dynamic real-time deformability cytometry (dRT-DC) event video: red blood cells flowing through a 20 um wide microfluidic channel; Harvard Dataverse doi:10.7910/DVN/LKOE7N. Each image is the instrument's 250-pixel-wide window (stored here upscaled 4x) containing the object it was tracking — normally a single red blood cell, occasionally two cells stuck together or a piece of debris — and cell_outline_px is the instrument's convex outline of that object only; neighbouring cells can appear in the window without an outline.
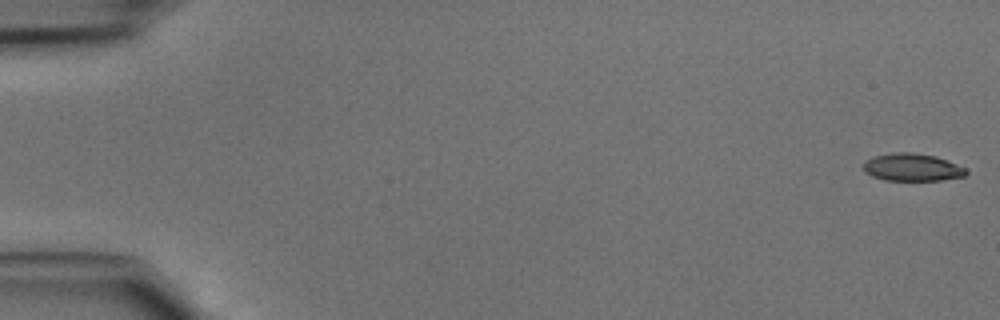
{"species": "common noctule bat (a hibernating species)", "species_latin": "Nyctalus noctula", "temperature_condition": "cold", "stored_images_in_passage": 46, "camera_frame_rate_fps": 3000, "um_per_image_px": 0.085, "animal": {"sex": "male", "body_mass_g": 15.6}, "frame": {"image": 1, "passage_image": 1, "time_ms": 0.0, "image_size_px": [1000, 320], "cell_outline_px": [[968, 172], [964, 176], [940, 180], [884, 180], [872, 176], [864, 172], [864, 160], [872, 156], [892, 152], [912, 152], [936, 156], [948, 160], [968, 168]], "centroid_in_image_um": [77.54, 14.2], "position_along_channel_um": 7.5, "area_um2": 16.76}}
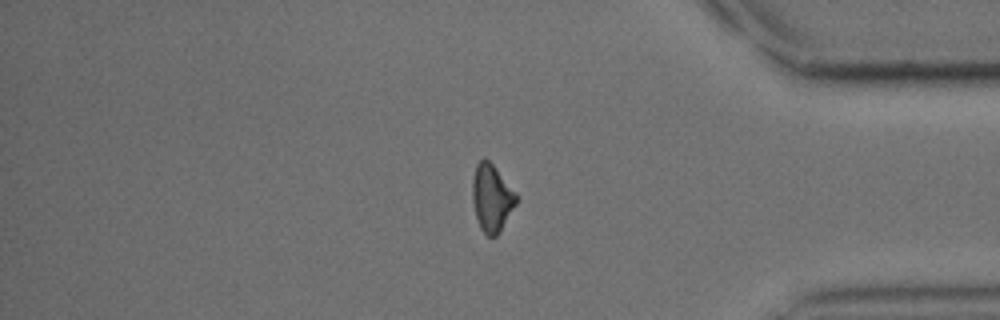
{"frame": {"image": 2, "passage_image": 39, "time_ms": 12.667, "image_size_px": [1000, 320], "cell_outline_px": [[520, 196], [516, 204], [496, 236], [488, 236], [480, 228], [476, 216], [472, 200], [472, 180], [476, 164], [484, 156], [492, 164]], "centroid_in_image_um": [41.8, 16.79], "position_along_channel_um": 393.4, "area_um2": 17.17}}
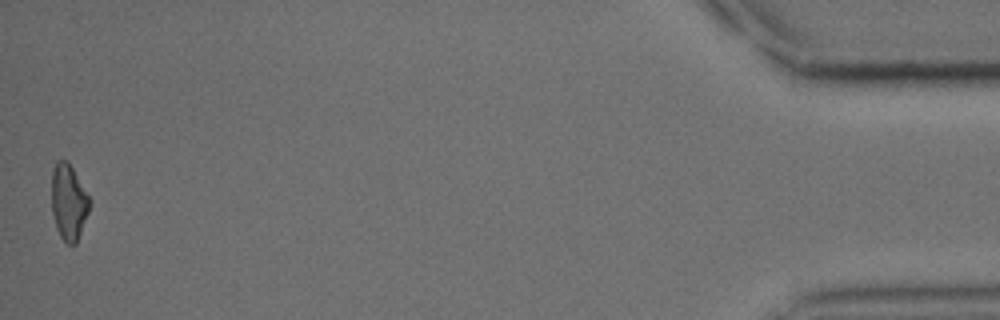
{"frame": {"image": 3, "passage_image": 46, "time_ms": 15.0, "image_size_px": [1000, 320], "cell_outline_px": [[92, 200], [88, 212], [76, 244], [68, 244], [60, 236], [56, 228], [52, 212], [52, 168], [56, 160], [68, 160]], "centroid_in_image_um": [5.84, 17.14], "position_along_channel_um": 429.4, "area_um2": 16.94}}